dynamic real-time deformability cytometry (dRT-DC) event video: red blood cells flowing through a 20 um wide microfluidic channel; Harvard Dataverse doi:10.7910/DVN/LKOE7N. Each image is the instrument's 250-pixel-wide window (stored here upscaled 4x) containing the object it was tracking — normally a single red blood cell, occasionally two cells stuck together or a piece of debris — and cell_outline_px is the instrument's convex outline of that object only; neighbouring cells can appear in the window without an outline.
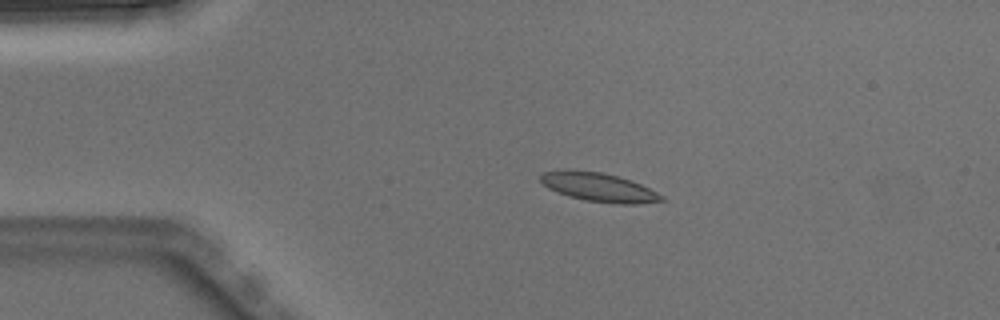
{"species": "Egyptian fruit bat (a non-hibernating species)", "species_latin": "Rousettus aegyptiacus", "temperature_condition": "warm", "stored_images_in_passage": 3, "camera_frame_rate_fps": 3000, "um_per_image_px": 0.085, "animal": {"sex": "male"}, "frame": {"image": 1, "passage_image": 2, "time_ms": 0.333, "image_size_px": [1000, 320], "cell_outline_px": [[668, 200], [636, 204], [616, 204], [584, 200], [568, 196], [548, 188], [540, 180], [540, 176], [544, 172], [564, 168], [572, 168], [600, 172], [620, 176], [632, 180], [664, 196]], "centroid_in_image_um": [50.89, 15.89], "position_along_channel_um": 34.1, "area_um2": 20.69}}